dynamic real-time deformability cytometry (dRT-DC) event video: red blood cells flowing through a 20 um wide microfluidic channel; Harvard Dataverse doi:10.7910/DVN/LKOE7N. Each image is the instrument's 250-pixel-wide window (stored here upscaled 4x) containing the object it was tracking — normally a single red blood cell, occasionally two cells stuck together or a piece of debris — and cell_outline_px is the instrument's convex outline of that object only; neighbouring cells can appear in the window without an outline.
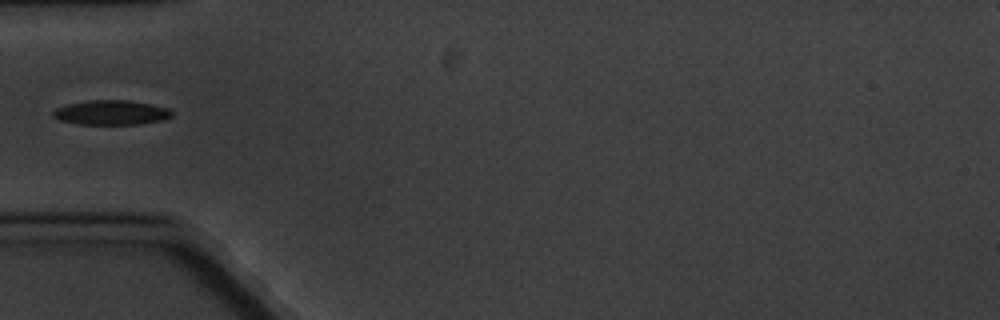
{"species": "common noctule bat (a hibernating species)", "species_latin": "Nyctalus noctula", "temperature_condition": "cold", "stored_images_in_passage": 9, "camera_frame_rate_fps": 3000, "um_per_image_px": 0.085, "animal": {"sex": "male", "body_mass_g": 20.1, "forearm_length_mm": 53.5}, "frame": {"image": 1, "passage_image": 4, "time_ms": 3.667, "image_size_px": [1000, 320], "cell_outline_px": [[172, 116], [164, 120], [140, 124], [76, 124], [60, 120], [52, 116], [52, 112], [56, 108], [68, 104], [88, 100], [128, 100], [152, 104], [168, 108], [172, 112]], "centroid_in_image_um": [9.46, 9.57], "position_along_channel_um": 75.5, "area_um2": 17.11}}
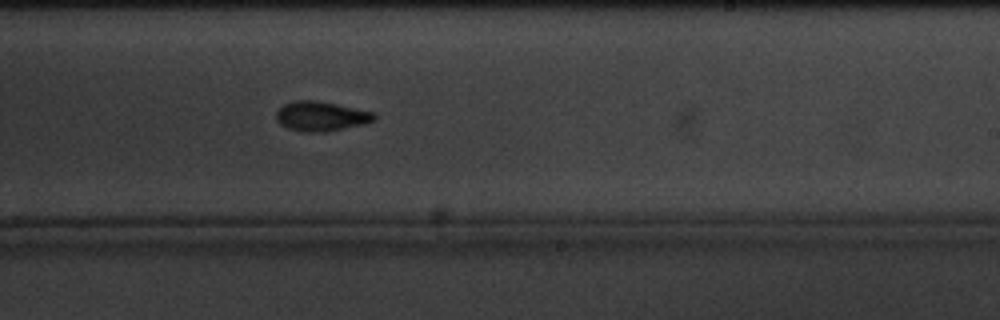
{"frame": {"image": 2, "passage_image": 9, "time_ms": 9.333, "image_size_px": [1000, 320], "cell_outline_px": [[376, 120], [328, 132], [304, 132], [288, 128], [280, 124], [276, 120], [276, 112], [284, 104], [296, 100], [316, 100], [376, 112]], "centroid_in_image_um": [27.29, 9.88], "position_along_channel_um": 261.7, "area_um2": 16.94}}